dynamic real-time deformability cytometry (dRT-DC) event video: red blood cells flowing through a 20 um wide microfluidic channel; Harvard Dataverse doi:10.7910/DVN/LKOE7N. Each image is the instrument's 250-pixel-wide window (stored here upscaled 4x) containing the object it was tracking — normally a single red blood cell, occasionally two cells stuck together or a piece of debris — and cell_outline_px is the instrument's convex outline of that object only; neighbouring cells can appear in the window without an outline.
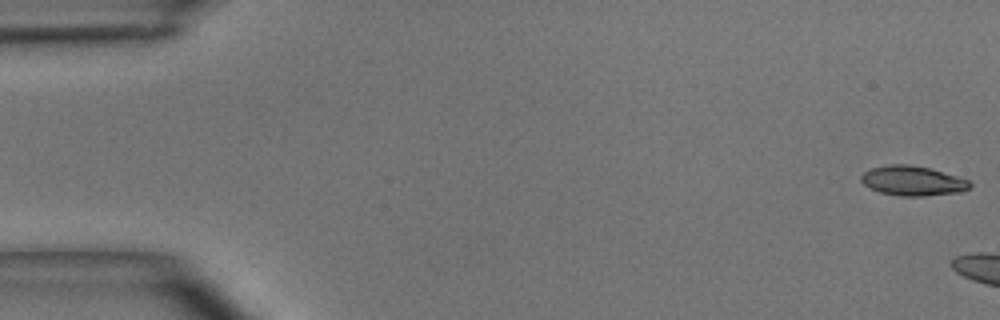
{"species": "common noctule bat (a hibernating species)", "species_latin": "Nyctalus noctula", "temperature_condition": "room temperature", "stored_images_in_passage": 11, "camera_frame_rate_fps": 3000, "um_per_image_px": 0.085, "animal": {"sex": "male", "body_mass_g": 15.6}, "frame": {"image": 1, "passage_image": 1, "time_ms": 0.0, "image_size_px": [1000, 320], "cell_outline_px": [[972, 184], [964, 192], [920, 196], [900, 196], [880, 192], [864, 184], [860, 180], [860, 176], [864, 172], [872, 168], [888, 164], [908, 164], [928, 168], [956, 176], [968, 180]], "centroid_in_image_um": [77.57, 15.37], "position_along_channel_um": 7.4, "area_um2": 18.67}}